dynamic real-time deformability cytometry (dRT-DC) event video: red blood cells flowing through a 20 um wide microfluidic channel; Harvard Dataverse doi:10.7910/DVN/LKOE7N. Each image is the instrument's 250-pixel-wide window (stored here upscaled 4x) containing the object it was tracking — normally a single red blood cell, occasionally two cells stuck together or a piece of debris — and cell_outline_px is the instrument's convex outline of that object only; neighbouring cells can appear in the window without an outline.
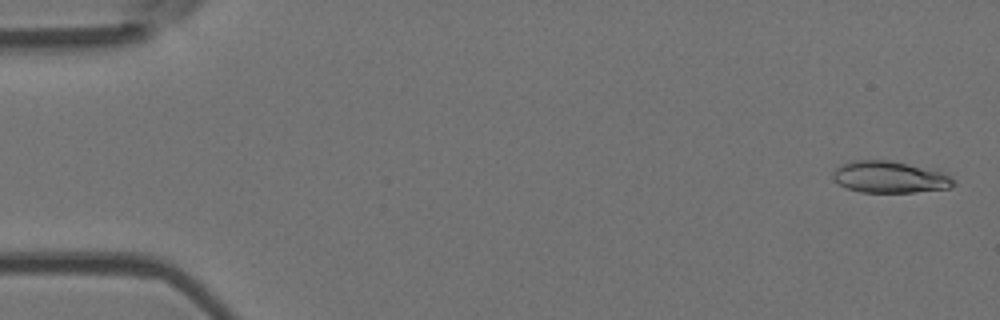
{"species": "Egyptian fruit bat (a non-hibernating species)", "species_latin": "Rousettus aegyptiacus", "temperature_condition": "room temperature", "stored_images_in_passage": 51, "camera_frame_rate_fps": 3000, "um_per_image_px": 0.085, "animal": {"sex": "female"}, "frame": {"image": 1, "passage_image": 2, "time_ms": 0.333, "image_size_px": [1000, 320], "cell_outline_px": [[956, 184], [948, 188], [912, 192], [860, 192], [848, 188], [840, 184], [832, 176], [832, 172], [840, 164], [852, 160], [888, 160], [936, 168], [944, 172]], "centroid_in_image_um": [75.64, 15.03], "position_along_channel_um": 9.4, "area_um2": 22.43}}
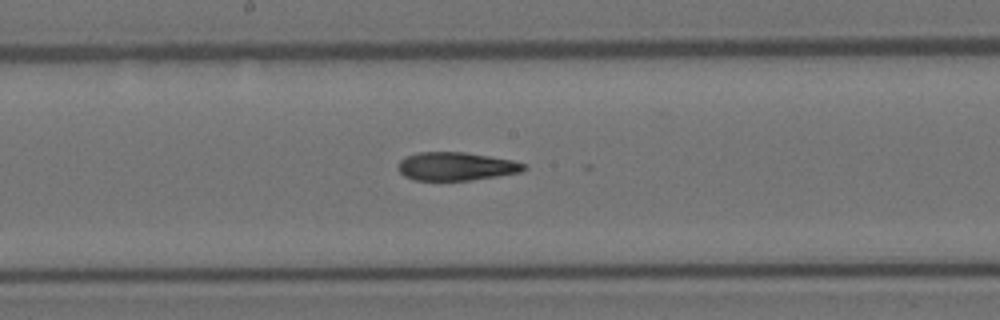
{"frame": {"image": 2, "passage_image": 27, "time_ms": 8.667, "image_size_px": [1000, 320], "cell_outline_px": [[528, 168], [520, 172], [472, 180], [412, 180], [404, 176], [396, 168], [396, 164], [404, 156], [416, 152], [464, 152], [512, 160], [528, 164]], "centroid_in_image_um": [38.72, 14.13], "position_along_channel_um": 209.5, "area_um2": 20.98}}
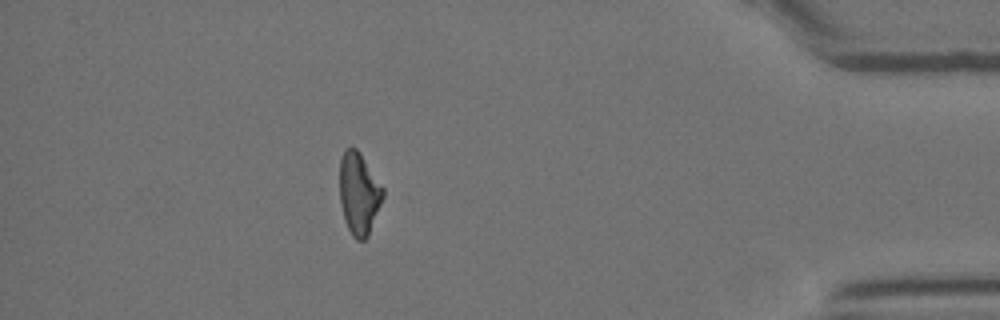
{"frame": {"image": 3, "passage_image": 45, "time_ms": 14.667, "image_size_px": [1000, 320], "cell_outline_px": [[384, 196], [368, 236], [364, 240], [356, 240], [352, 236], [344, 220], [340, 204], [340, 160], [344, 148], [356, 148], [360, 152], [384, 188]], "centroid_in_image_um": [30.5, 16.45], "position_along_channel_um": 404.7, "area_um2": 20.81}, "authors_computed_cell_mechanics": {"area_um2": 21.3282, "velocity_mm_per_s": 4.0236, "shape_relaxation_time_tau1_ms": null, "shape_relaxation_time_tau2_ms": 5.0892, "deformation_change_tau1": null, "deformation_change_tau2": 0.1628}}